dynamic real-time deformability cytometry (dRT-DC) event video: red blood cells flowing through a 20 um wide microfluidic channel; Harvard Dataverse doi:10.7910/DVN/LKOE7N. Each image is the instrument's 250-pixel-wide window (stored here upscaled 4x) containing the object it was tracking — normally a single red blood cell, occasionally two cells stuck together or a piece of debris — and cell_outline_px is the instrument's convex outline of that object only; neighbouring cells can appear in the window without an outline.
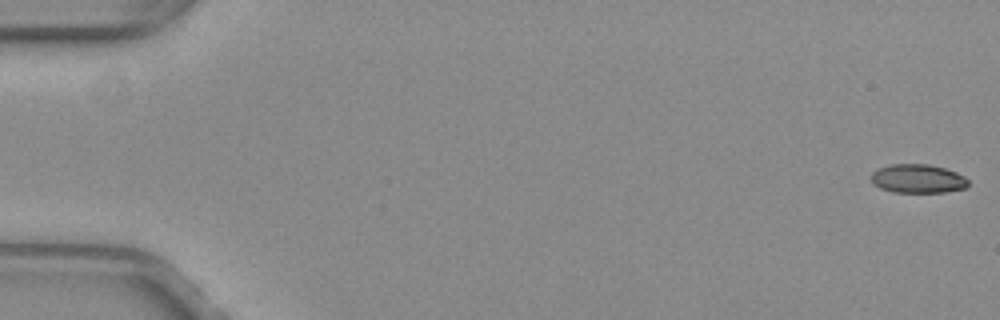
{"species": "common noctule bat (a hibernating species)", "species_latin": "Nyctalus noctula", "temperature_condition": "warm", "stored_images_in_passage": 53, "camera_frame_rate_fps": 3000, "um_per_image_px": 0.085, "animal": {"sex": "female", "body_mass_g": 29.2, "forearm_length_mm": 56.3}, "frame": {"image": 1, "passage_image": 1, "time_ms": 0.0, "image_size_px": [1000, 320], "cell_outline_px": [[968, 184], [964, 188], [944, 192], [892, 192], [880, 188], [872, 184], [872, 172], [876, 168], [888, 164], [928, 164], [944, 168], [956, 172], [964, 176], [968, 180]], "centroid_in_image_um": [77.97, 15.18], "position_along_channel_um": 7.0, "area_um2": 16.36}}
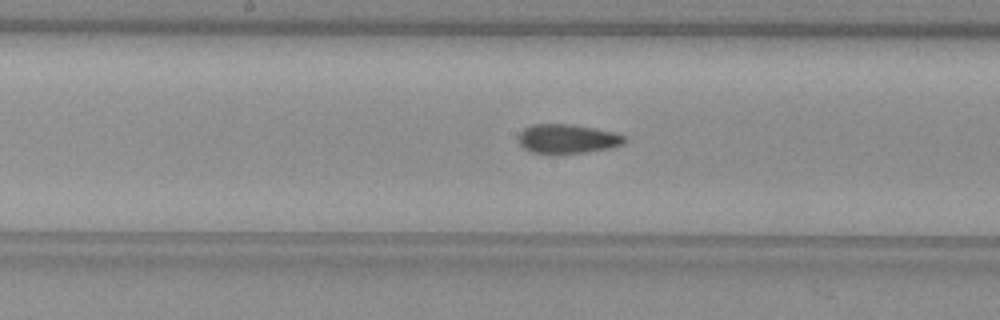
{"frame": {"image": 2, "passage_image": 28, "time_ms": 9.0, "image_size_px": [1000, 320], "cell_outline_px": [[628, 140], [624, 144], [612, 148], [584, 152], [532, 152], [524, 148], [520, 144], [520, 132], [524, 128], [532, 124], [572, 124], [616, 132], [624, 136]], "centroid_in_image_um": [48.3, 11.77], "position_along_channel_um": 199.9, "area_um2": 17.8}}
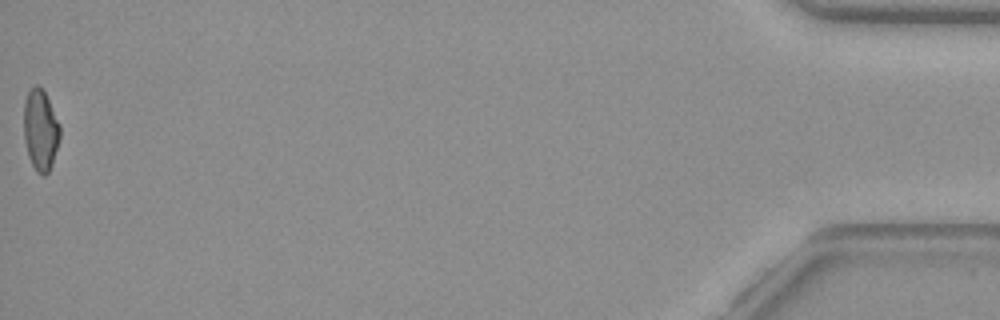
{"frame": {"image": 3, "passage_image": 53, "time_ms": 17.333, "image_size_px": [1000, 320], "cell_outline_px": [[60, 136], [52, 164], [48, 172], [44, 176], [36, 172], [28, 156], [24, 140], [24, 100], [28, 88], [32, 84], [36, 84], [44, 92], [48, 100], [60, 128]], "centroid_in_image_um": [3.41, 11.04], "position_along_channel_um": 431.8, "area_um2": 16.99}, "authors_computed_cell_mechanics": {"area_um2": 17.8024, "velocity_mm_per_s": 4.0078, "shape_relaxation_time_tau1_ms": null, "shape_relaxation_time_tau2_ms": 1.9656, "deformation_change_tau1": null, "deformation_change_tau2": 0.0933}}